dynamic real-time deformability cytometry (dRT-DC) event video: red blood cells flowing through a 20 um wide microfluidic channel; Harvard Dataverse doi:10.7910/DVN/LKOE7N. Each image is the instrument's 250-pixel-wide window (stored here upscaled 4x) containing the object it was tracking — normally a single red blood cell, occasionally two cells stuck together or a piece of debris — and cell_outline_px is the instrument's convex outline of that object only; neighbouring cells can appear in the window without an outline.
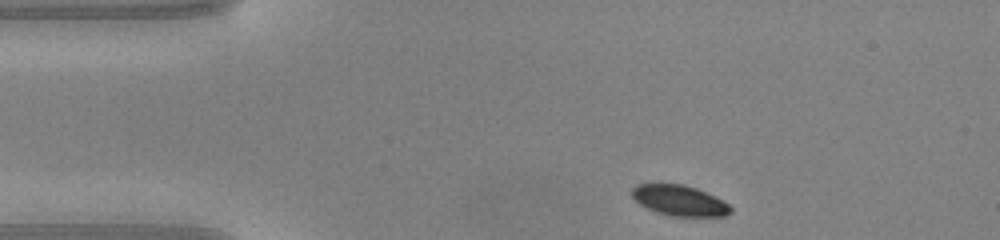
{"species": "common noctule bat (a hibernating species)", "species_latin": "Nyctalus noctula", "temperature_condition": "warm", "stored_images_in_passage": 39, "camera_frame_rate_fps": 3000, "um_per_image_px": 0.085, "animal": {"sex": "male", "body_mass_g": 20.0, "forearm_length_mm": 53.3}, "frame": {"image": 1, "passage_image": 1, "time_ms": 0.0, "image_size_px": [1000, 240], "cell_outline_px": [[732, 212], [724, 216], [672, 216], [656, 212], [640, 204], [632, 196], [632, 188], [636, 184], [684, 184], [696, 188], [728, 204], [732, 208]], "centroid_in_image_um": [57.74, 17.04], "position_along_channel_um": 27.3, "area_um2": 17.28}}
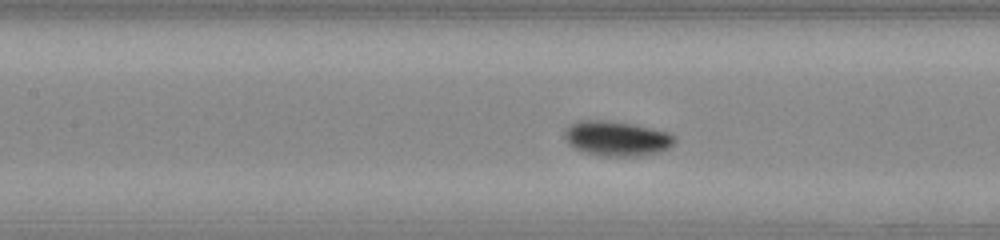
{"frame": {"image": 2, "passage_image": 14, "time_ms": 4.333, "image_size_px": [1000, 240], "cell_outline_px": [[676, 140], [668, 148], [660, 152], [636, 156], [604, 156], [584, 152], [568, 144], [564, 136], [564, 132], [576, 120], [608, 120], [632, 124], [668, 132], [676, 136]], "centroid_in_image_um": [52.42, 11.77], "position_along_channel_um": 155.0, "area_um2": 22.31}}
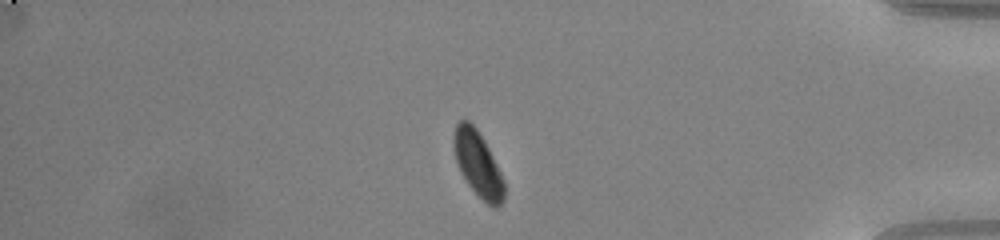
{"frame": {"image": 3, "passage_image": 34, "time_ms": 11.0, "image_size_px": [1000, 240], "cell_outline_px": [[504, 200], [496, 208], [492, 208], [468, 184], [460, 172], [456, 160], [452, 144], [452, 140], [456, 124], [460, 120], [468, 120], [476, 128], [484, 140], [504, 180]], "centroid_in_image_um": [40.6, 13.92], "position_along_channel_um": 394.6, "area_um2": 18.96}, "authors_computed_cell_mechanics": {"area_um2": 20.2878, "velocity_mm_per_s": 4.126, "shape_relaxation_time_tau1_ms": 2.2705, "shape_relaxation_time_tau2_ms": null, "deformation_change_tau1": 0.1118, "deformation_change_tau2": null}}